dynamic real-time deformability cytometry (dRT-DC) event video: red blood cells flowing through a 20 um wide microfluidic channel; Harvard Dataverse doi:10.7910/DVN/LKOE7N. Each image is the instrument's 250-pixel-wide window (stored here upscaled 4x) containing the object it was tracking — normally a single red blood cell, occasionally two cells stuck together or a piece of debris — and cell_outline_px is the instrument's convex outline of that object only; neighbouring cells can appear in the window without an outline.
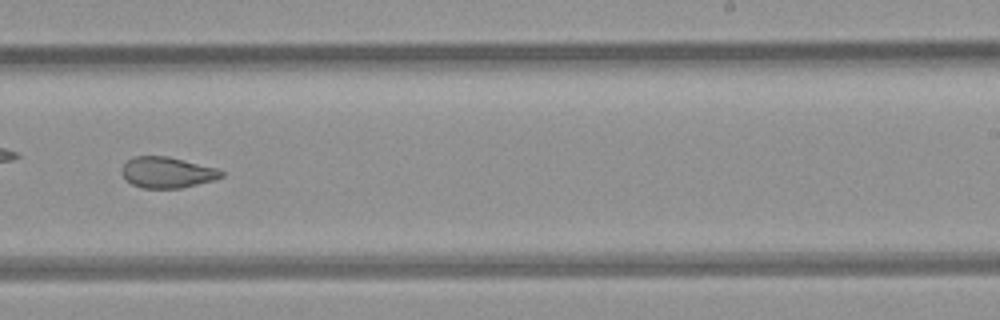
{"species": "common noctule bat (a hibernating species)", "species_latin": "Nyctalus noctula", "temperature_condition": "room temperature", "stored_images_in_passage": 44, "camera_frame_rate_fps": 3000, "um_per_image_px": 0.085, "animal": {"sex": "female", "body_mass_g": 21.9}, "frame": {"image": 1, "passage_image": 26, "time_ms": 8.333, "image_size_px": [1000, 320], "cell_outline_px": [[224, 176], [212, 180], [180, 188], [144, 188], [132, 184], [120, 172], [120, 168], [128, 160], [136, 156], [168, 156], [216, 168], [224, 172]], "centroid_in_image_um": [14.19, 14.65], "position_along_channel_um": 274.8, "area_um2": 17.74}}
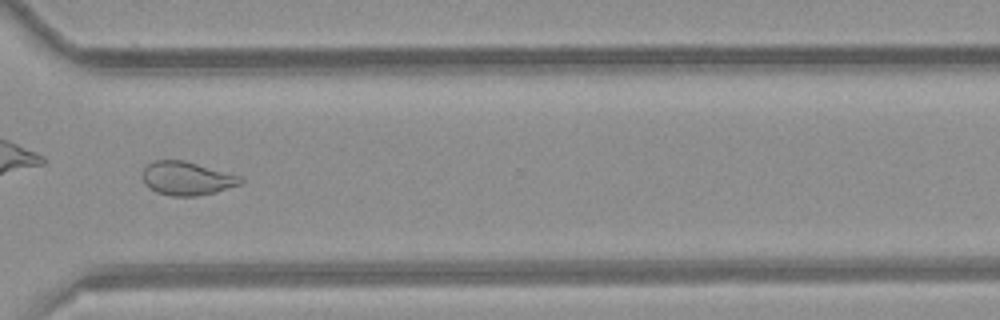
{"frame": {"image": 2, "passage_image": 32, "time_ms": 10.333, "image_size_px": [1000, 320], "cell_outline_px": [[244, 180], [240, 184], [216, 192], [196, 196], [172, 196], [156, 192], [148, 188], [144, 184], [144, 168], [152, 160], [184, 160], [244, 176]], "centroid_in_image_um": [15.92, 15.16], "position_along_channel_um": 354.7, "area_um2": 19.36}, "authors_computed_cell_mechanics": {"area_um2": 21.0103, "velocity_mm_per_s": 3.9955, "shape_relaxation_time_tau1_ms": null, "shape_relaxation_time_tau2_ms": 1.8549, "deformation_change_tau1": null, "deformation_change_tau2": 0.0799}}